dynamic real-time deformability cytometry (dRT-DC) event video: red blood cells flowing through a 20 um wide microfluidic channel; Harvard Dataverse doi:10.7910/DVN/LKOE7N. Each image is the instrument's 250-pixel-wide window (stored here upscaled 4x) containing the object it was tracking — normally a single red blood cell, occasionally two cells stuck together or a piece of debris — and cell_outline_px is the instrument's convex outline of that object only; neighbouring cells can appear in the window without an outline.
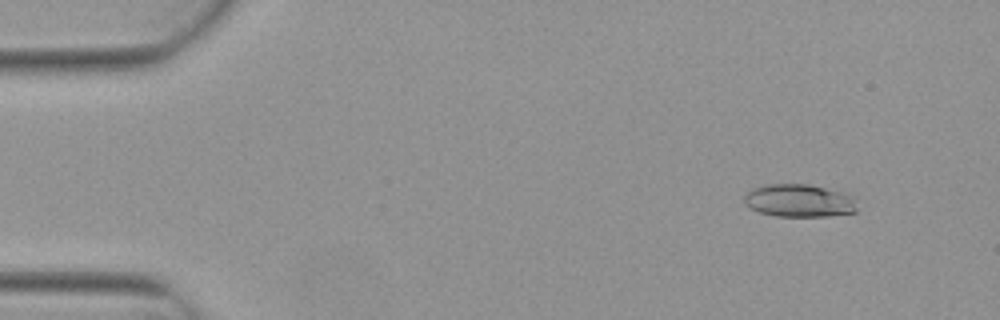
{"species": "Egyptian fruit bat (a non-hibernating species)", "species_latin": "Rousettus aegyptiacus", "temperature_condition": "warm", "stored_images_in_passage": 5, "camera_frame_rate_fps": 3000, "um_per_image_px": 0.085, "animal": {"sex": "female"}, "frame": {"image": 1, "passage_image": 1, "time_ms": 0.0, "image_size_px": [1000, 320], "cell_outline_px": [[856, 212], [828, 216], [776, 216], [760, 212], [744, 204], [744, 196], [752, 188], [768, 184], [808, 184], [840, 192], [848, 196], [852, 200], [856, 208]], "centroid_in_image_um": [67.86, 17.06], "position_along_channel_um": 17.1, "area_um2": 21.15}}
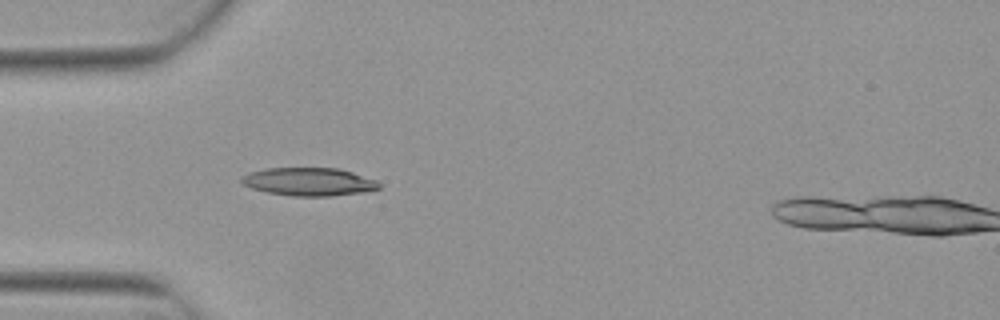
{"frame": {"image": 2, "passage_image": 4, "time_ms": 1.0, "image_size_px": [1000, 320], "cell_outline_px": [[380, 188], [364, 192], [332, 196], [292, 196], [268, 192], [252, 188], [244, 184], [240, 180], [244, 176], [252, 172], [268, 168], [336, 168], [352, 172], [376, 180], [380, 184]], "centroid_in_image_um": [26.3, 15.45], "position_along_channel_um": 58.7, "area_um2": 22.25}}